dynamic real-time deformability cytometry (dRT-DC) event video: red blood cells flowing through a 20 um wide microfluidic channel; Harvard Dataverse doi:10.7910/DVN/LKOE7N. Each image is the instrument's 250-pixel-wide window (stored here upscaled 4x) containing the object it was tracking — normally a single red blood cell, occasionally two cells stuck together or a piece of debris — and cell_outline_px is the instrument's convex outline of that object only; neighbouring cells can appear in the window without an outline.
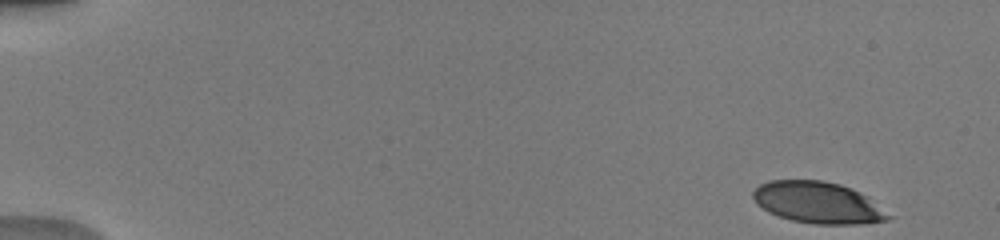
{"species": "human", "species_latin": "Homo sapiens", "temperature_condition": "warm", "stored_images_in_passage": 48, "camera_frame_rate_fps": 3000, "um_per_image_px": 0.085, "donor": {"sex": "male"}, "frame": {"image": 1, "passage_image": 1, "time_ms": 0.0, "image_size_px": [1000, 240], "cell_outline_px": [[892, 216], [888, 220], [860, 224], [812, 224], [792, 220], [768, 212], [756, 204], [752, 196], [752, 192], [760, 184], [768, 180], [820, 180], [840, 184], [852, 188], [868, 196]], "centroid_in_image_um": [69.52, 17.22], "position_along_channel_um": 15.5, "area_um2": 32.89}}
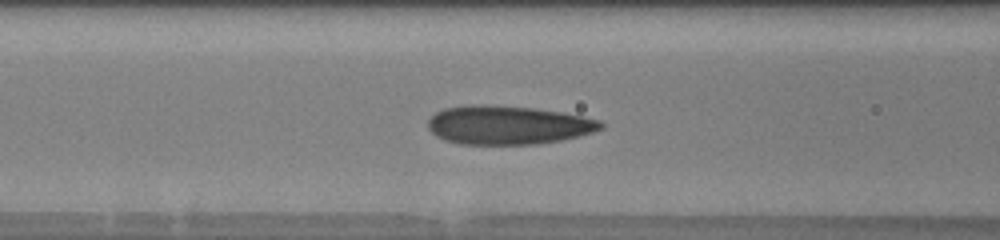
{"frame": {"image": 2, "passage_image": 20, "time_ms": 6.333, "image_size_px": [1000, 240], "cell_outline_px": [[604, 128], [592, 132], [560, 140], [536, 144], [460, 144], [444, 140], [436, 136], [428, 128], [428, 120], [436, 112], [444, 108], [472, 104], [484, 104], [532, 108], [560, 112], [584, 116], [600, 120], [604, 124]], "centroid_in_image_um": [43.16, 10.62], "position_along_channel_um": 123.4, "area_um2": 38.96}}
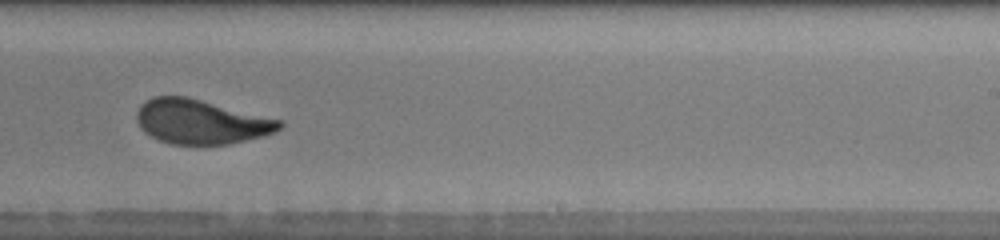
{"frame": {"image": 3, "passage_image": 31, "time_ms": 10.0, "image_size_px": [1000, 240], "cell_outline_px": [[284, 124], [276, 132], [264, 136], [228, 144], [172, 144], [160, 140], [144, 132], [140, 128], [136, 120], [136, 112], [140, 104], [144, 100], [152, 96], [188, 96], [284, 120]], "centroid_in_image_um": [17.09, 10.33], "position_along_channel_um": 271.9, "area_um2": 37.45}, "authors_computed_cell_mechanics": {"area_um2": 37.0209, "velocity_mm_per_s": 4.0613, "shape_relaxation_time_tau1_ms": 4.661, "shape_relaxation_time_tau2_ms": 0.7197, "deformation_change_tau1": 0.1925, "deformation_change_tau2": 0.0755}}